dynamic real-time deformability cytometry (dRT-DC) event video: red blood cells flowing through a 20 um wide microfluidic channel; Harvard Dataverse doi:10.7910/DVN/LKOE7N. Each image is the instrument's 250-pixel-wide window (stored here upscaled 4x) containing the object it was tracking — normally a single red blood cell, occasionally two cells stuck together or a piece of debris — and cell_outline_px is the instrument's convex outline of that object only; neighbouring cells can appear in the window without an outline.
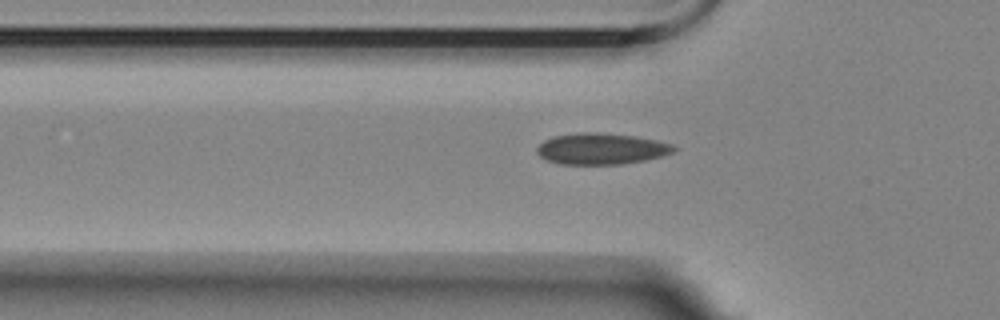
{"species": "Egyptian fruit bat (a non-hibernating species)", "species_latin": "Rousettus aegyptiacus", "temperature_condition": "room temperature", "stored_images_in_passage": 33, "camera_frame_rate_fps": 3000, "um_per_image_px": 0.085, "animal": {"sex": "female"}, "frame": {"image": 1, "passage_image": 3, "time_ms": 0.667, "image_size_px": [1000, 320], "cell_outline_px": [[676, 148], [672, 152], [660, 156], [644, 160], [620, 164], [560, 164], [548, 160], [540, 156], [536, 152], [536, 148], [544, 140], [552, 136], [584, 132], [596, 132], [636, 136], [656, 140], [672, 144]], "centroid_in_image_um": [51.08, 12.64], "position_along_channel_um": 74.7, "area_um2": 24.74}}
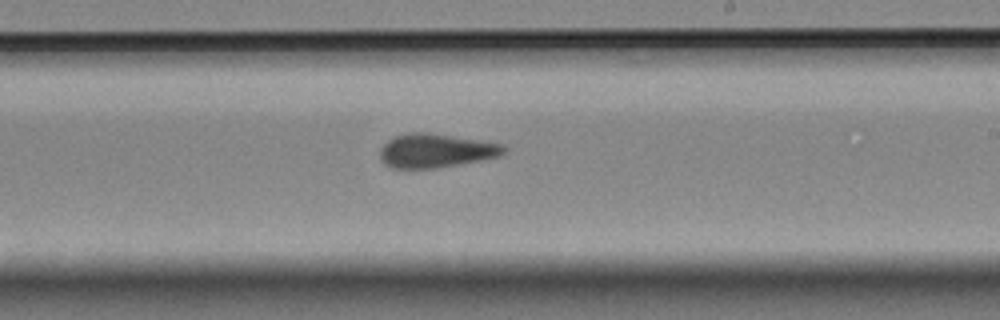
{"frame": {"image": 2, "passage_image": 18, "time_ms": 5.667, "image_size_px": [1000, 320], "cell_outline_px": [[508, 152], [500, 156], [484, 160], [436, 168], [392, 168], [384, 164], [380, 160], [380, 148], [388, 140], [396, 136], [408, 132], [428, 132], [504, 144], [508, 148]], "centroid_in_image_um": [37.08, 12.81], "position_along_channel_um": 251.9, "area_um2": 24.74}}
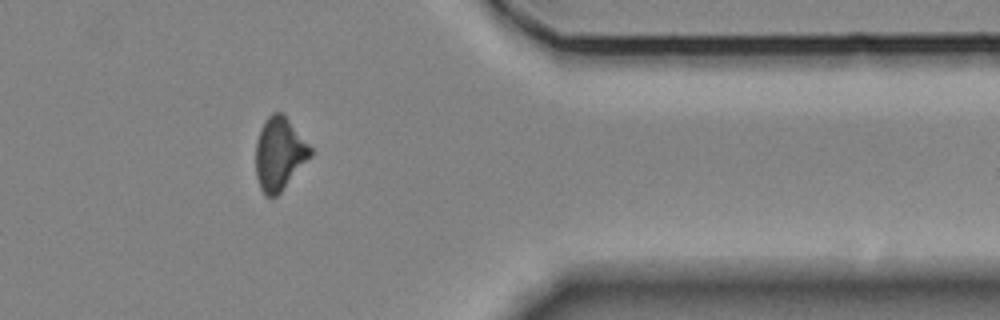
{"frame": {"image": 3, "passage_image": 31, "time_ms": 10.0, "image_size_px": [1000, 320], "cell_outline_px": [[312, 156], [280, 192], [276, 196], [264, 196], [260, 188], [256, 176], [256, 140], [260, 128], [264, 120], [272, 112], [280, 112], [288, 120], [312, 148]], "centroid_in_image_um": [23.73, 13.08], "position_along_channel_um": 387.7, "area_um2": 23.06}, "authors_computed_cell_mechanics": {"area_um2": 24.3916, "velocity_mm_per_s": 3.5335, "shape_relaxation_time_tau1_ms": null, "shape_relaxation_time_tau2_ms": 4.0135, "deformation_change_tau1": null, "deformation_change_tau2": 0.101}}